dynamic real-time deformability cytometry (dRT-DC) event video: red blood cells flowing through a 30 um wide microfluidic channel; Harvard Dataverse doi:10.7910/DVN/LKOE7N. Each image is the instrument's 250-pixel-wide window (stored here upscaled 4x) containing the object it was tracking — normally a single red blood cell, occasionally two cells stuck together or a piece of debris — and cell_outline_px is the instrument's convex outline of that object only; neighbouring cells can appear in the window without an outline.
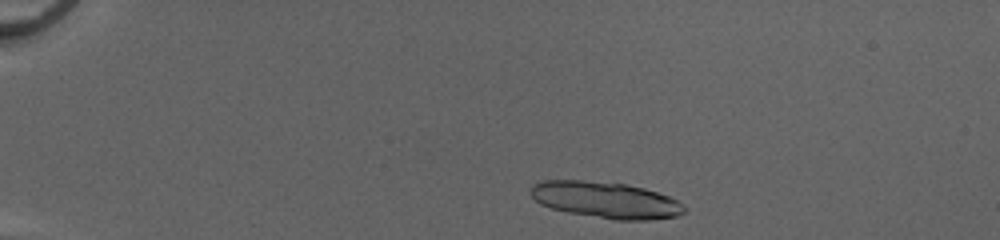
{"species": "common noctule bat (a hibernating species)", "species_latin": "Nyctalus noctula", "temperature_condition": "cold", "stored_images_in_passage": 44, "segment_of_instrument_passage": [1, 2], "camera_frame_rate_fps": 3000, "um_per_image_px": 0.085, "animal": {"sex": "female", "body_mass_g": 20.0, "forearm_length_mm": 54.0}, "frame": {"image": 1, "passage_image": 3, "time_ms": 0.667, "image_size_px": [1000, 240], "cell_outline_px": [[688, 208], [684, 212], [676, 216], [652, 220], [612, 220], [568, 212], [552, 208], [540, 204], [532, 196], [532, 184], [544, 180], [584, 180], [624, 184], [644, 188], [668, 196], [684, 204]], "centroid_in_image_um": [51.51, 17.01], "position_along_channel_um": 33.5, "area_um2": 32.54}}